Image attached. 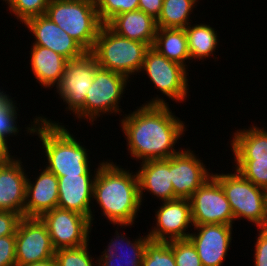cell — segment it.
Segmentation results:
<instances>
[{"mask_svg":"<svg viewBox=\"0 0 267 266\" xmlns=\"http://www.w3.org/2000/svg\"><path fill=\"white\" fill-rule=\"evenodd\" d=\"M23 266H58L55 257L40 262H34Z\"/></svg>","mask_w":267,"mask_h":266,"instance_id":"60d3db41","label":"cell"},{"mask_svg":"<svg viewBox=\"0 0 267 266\" xmlns=\"http://www.w3.org/2000/svg\"><path fill=\"white\" fill-rule=\"evenodd\" d=\"M258 229L267 234V195L265 199V209H264V219L262 223L258 226Z\"/></svg>","mask_w":267,"mask_h":266,"instance_id":"b9f144b4","label":"cell"},{"mask_svg":"<svg viewBox=\"0 0 267 266\" xmlns=\"http://www.w3.org/2000/svg\"><path fill=\"white\" fill-rule=\"evenodd\" d=\"M135 110L123 115L120 126L130 157L142 162L167 159L182 150L177 151L174 146L187 126L172 113L163 97H153Z\"/></svg>","mask_w":267,"mask_h":266,"instance_id":"6da1fadb","label":"cell"},{"mask_svg":"<svg viewBox=\"0 0 267 266\" xmlns=\"http://www.w3.org/2000/svg\"><path fill=\"white\" fill-rule=\"evenodd\" d=\"M45 15L87 52H91L103 23L95 0H50Z\"/></svg>","mask_w":267,"mask_h":266,"instance_id":"277c9868","label":"cell"},{"mask_svg":"<svg viewBox=\"0 0 267 266\" xmlns=\"http://www.w3.org/2000/svg\"><path fill=\"white\" fill-rule=\"evenodd\" d=\"M163 0H139L138 10L152 16L155 20L161 14Z\"/></svg>","mask_w":267,"mask_h":266,"instance_id":"74e56055","label":"cell"},{"mask_svg":"<svg viewBox=\"0 0 267 266\" xmlns=\"http://www.w3.org/2000/svg\"><path fill=\"white\" fill-rule=\"evenodd\" d=\"M143 259H110L97 258V266H142Z\"/></svg>","mask_w":267,"mask_h":266,"instance_id":"f35d334b","label":"cell"},{"mask_svg":"<svg viewBox=\"0 0 267 266\" xmlns=\"http://www.w3.org/2000/svg\"><path fill=\"white\" fill-rule=\"evenodd\" d=\"M116 230L115 238L111 239L101 257L110 259H143L147 243L151 240L148 235L131 241ZM125 237V238H124ZM126 244H124V243ZM134 242V243H133ZM127 249H125V247ZM121 249V250H120ZM120 250V251H119Z\"/></svg>","mask_w":267,"mask_h":266,"instance_id":"4316f807","label":"cell"},{"mask_svg":"<svg viewBox=\"0 0 267 266\" xmlns=\"http://www.w3.org/2000/svg\"><path fill=\"white\" fill-rule=\"evenodd\" d=\"M245 129L236 130L232 135L234 161H267V130L253 125Z\"/></svg>","mask_w":267,"mask_h":266,"instance_id":"603a6c76","label":"cell"},{"mask_svg":"<svg viewBox=\"0 0 267 266\" xmlns=\"http://www.w3.org/2000/svg\"><path fill=\"white\" fill-rule=\"evenodd\" d=\"M16 264L40 262L55 255L46 225L40 218L23 217L16 230Z\"/></svg>","mask_w":267,"mask_h":266,"instance_id":"7c38bea8","label":"cell"},{"mask_svg":"<svg viewBox=\"0 0 267 266\" xmlns=\"http://www.w3.org/2000/svg\"><path fill=\"white\" fill-rule=\"evenodd\" d=\"M30 64L33 76L44 88L57 86L61 82L68 61L62 55L49 48L32 45Z\"/></svg>","mask_w":267,"mask_h":266,"instance_id":"7402d4cb","label":"cell"},{"mask_svg":"<svg viewBox=\"0 0 267 266\" xmlns=\"http://www.w3.org/2000/svg\"><path fill=\"white\" fill-rule=\"evenodd\" d=\"M188 39V50L191 59L203 60L216 52L218 36L215 28L207 24H189L185 28Z\"/></svg>","mask_w":267,"mask_h":266,"instance_id":"d4e9b609","label":"cell"},{"mask_svg":"<svg viewBox=\"0 0 267 266\" xmlns=\"http://www.w3.org/2000/svg\"><path fill=\"white\" fill-rule=\"evenodd\" d=\"M221 185L230 203L234 220L245 218L258 227L264 219L267 191L254 185L237 170L227 174H212Z\"/></svg>","mask_w":267,"mask_h":266,"instance_id":"8992f818","label":"cell"},{"mask_svg":"<svg viewBox=\"0 0 267 266\" xmlns=\"http://www.w3.org/2000/svg\"><path fill=\"white\" fill-rule=\"evenodd\" d=\"M96 173L92 175H67L58 177V204L61 209L71 210L88 217L93 223V185Z\"/></svg>","mask_w":267,"mask_h":266,"instance_id":"e0dca14e","label":"cell"},{"mask_svg":"<svg viewBox=\"0 0 267 266\" xmlns=\"http://www.w3.org/2000/svg\"><path fill=\"white\" fill-rule=\"evenodd\" d=\"M198 232L188 239L195 246L202 266H221L232 241L233 225L204 224L193 226Z\"/></svg>","mask_w":267,"mask_h":266,"instance_id":"9a60e30c","label":"cell"},{"mask_svg":"<svg viewBox=\"0 0 267 266\" xmlns=\"http://www.w3.org/2000/svg\"><path fill=\"white\" fill-rule=\"evenodd\" d=\"M23 24L33 33L32 36H35V42L32 45L49 48L68 61L81 58L87 53L75 39L46 15L30 18Z\"/></svg>","mask_w":267,"mask_h":266,"instance_id":"2e32d148","label":"cell"},{"mask_svg":"<svg viewBox=\"0 0 267 266\" xmlns=\"http://www.w3.org/2000/svg\"><path fill=\"white\" fill-rule=\"evenodd\" d=\"M100 21L107 24L114 16L138 10L139 0H95Z\"/></svg>","mask_w":267,"mask_h":266,"instance_id":"f546056e","label":"cell"},{"mask_svg":"<svg viewBox=\"0 0 267 266\" xmlns=\"http://www.w3.org/2000/svg\"><path fill=\"white\" fill-rule=\"evenodd\" d=\"M149 48L146 43L119 36L103 24L90 53L100 68L131 78V75L140 73L145 53Z\"/></svg>","mask_w":267,"mask_h":266,"instance_id":"5b68a950","label":"cell"},{"mask_svg":"<svg viewBox=\"0 0 267 266\" xmlns=\"http://www.w3.org/2000/svg\"><path fill=\"white\" fill-rule=\"evenodd\" d=\"M15 247V235L0 237V266H17Z\"/></svg>","mask_w":267,"mask_h":266,"instance_id":"e575fe53","label":"cell"},{"mask_svg":"<svg viewBox=\"0 0 267 266\" xmlns=\"http://www.w3.org/2000/svg\"><path fill=\"white\" fill-rule=\"evenodd\" d=\"M129 78L121 73L99 68L86 95L84 106L75 114L93 122L105 113H121L119 103Z\"/></svg>","mask_w":267,"mask_h":266,"instance_id":"52a82bcc","label":"cell"},{"mask_svg":"<svg viewBox=\"0 0 267 266\" xmlns=\"http://www.w3.org/2000/svg\"><path fill=\"white\" fill-rule=\"evenodd\" d=\"M35 182L27 177L24 217L40 218L58 204V177L46 168Z\"/></svg>","mask_w":267,"mask_h":266,"instance_id":"d6986e66","label":"cell"},{"mask_svg":"<svg viewBox=\"0 0 267 266\" xmlns=\"http://www.w3.org/2000/svg\"><path fill=\"white\" fill-rule=\"evenodd\" d=\"M193 151L182 149L169 157V171L175 199H190L211 176L208 169Z\"/></svg>","mask_w":267,"mask_h":266,"instance_id":"5bb4252c","label":"cell"},{"mask_svg":"<svg viewBox=\"0 0 267 266\" xmlns=\"http://www.w3.org/2000/svg\"><path fill=\"white\" fill-rule=\"evenodd\" d=\"M34 123L29 124L26 131L30 135H38L44 155L46 156L45 168L57 177L67 175H92L88 151L73 137L64 125L51 121L45 117H36ZM31 126V127H30Z\"/></svg>","mask_w":267,"mask_h":266,"instance_id":"3957f363","label":"cell"},{"mask_svg":"<svg viewBox=\"0 0 267 266\" xmlns=\"http://www.w3.org/2000/svg\"><path fill=\"white\" fill-rule=\"evenodd\" d=\"M176 266H202L195 246L189 239L169 241Z\"/></svg>","mask_w":267,"mask_h":266,"instance_id":"836d02e7","label":"cell"},{"mask_svg":"<svg viewBox=\"0 0 267 266\" xmlns=\"http://www.w3.org/2000/svg\"><path fill=\"white\" fill-rule=\"evenodd\" d=\"M23 217L12 211H0V237L16 235V230Z\"/></svg>","mask_w":267,"mask_h":266,"instance_id":"d590c367","label":"cell"},{"mask_svg":"<svg viewBox=\"0 0 267 266\" xmlns=\"http://www.w3.org/2000/svg\"><path fill=\"white\" fill-rule=\"evenodd\" d=\"M8 139L0 133V165L10 162L14 156L10 155Z\"/></svg>","mask_w":267,"mask_h":266,"instance_id":"ab89813d","label":"cell"},{"mask_svg":"<svg viewBox=\"0 0 267 266\" xmlns=\"http://www.w3.org/2000/svg\"><path fill=\"white\" fill-rule=\"evenodd\" d=\"M160 55L186 68V60H191L185 29L157 28L152 46Z\"/></svg>","mask_w":267,"mask_h":266,"instance_id":"cb8c5ba5","label":"cell"},{"mask_svg":"<svg viewBox=\"0 0 267 266\" xmlns=\"http://www.w3.org/2000/svg\"><path fill=\"white\" fill-rule=\"evenodd\" d=\"M3 92L0 89V133L7 138L11 135L17 136L20 130L16 123L18 108L12 100L14 98Z\"/></svg>","mask_w":267,"mask_h":266,"instance_id":"f1b7e54d","label":"cell"},{"mask_svg":"<svg viewBox=\"0 0 267 266\" xmlns=\"http://www.w3.org/2000/svg\"><path fill=\"white\" fill-rule=\"evenodd\" d=\"M89 243L75 248H64L55 251V259L58 266H95L90 257Z\"/></svg>","mask_w":267,"mask_h":266,"instance_id":"4dcf8cb0","label":"cell"},{"mask_svg":"<svg viewBox=\"0 0 267 266\" xmlns=\"http://www.w3.org/2000/svg\"><path fill=\"white\" fill-rule=\"evenodd\" d=\"M162 203L155 214L156 226L147 233L149 238L163 242L188 239L190 232L186 229L193 226L190 200L177 198Z\"/></svg>","mask_w":267,"mask_h":266,"instance_id":"4fadbf2b","label":"cell"},{"mask_svg":"<svg viewBox=\"0 0 267 266\" xmlns=\"http://www.w3.org/2000/svg\"><path fill=\"white\" fill-rule=\"evenodd\" d=\"M20 159L0 165V211H12L24 217L26 171Z\"/></svg>","mask_w":267,"mask_h":266,"instance_id":"ac0fdd59","label":"cell"},{"mask_svg":"<svg viewBox=\"0 0 267 266\" xmlns=\"http://www.w3.org/2000/svg\"><path fill=\"white\" fill-rule=\"evenodd\" d=\"M198 0H163L162 11L156 20L157 28L185 29Z\"/></svg>","mask_w":267,"mask_h":266,"instance_id":"484cf974","label":"cell"},{"mask_svg":"<svg viewBox=\"0 0 267 266\" xmlns=\"http://www.w3.org/2000/svg\"><path fill=\"white\" fill-rule=\"evenodd\" d=\"M99 68L90 52L66 62L61 82L55 87L63 102L68 105L66 109L73 114L84 106L86 95Z\"/></svg>","mask_w":267,"mask_h":266,"instance_id":"30bf717a","label":"cell"},{"mask_svg":"<svg viewBox=\"0 0 267 266\" xmlns=\"http://www.w3.org/2000/svg\"><path fill=\"white\" fill-rule=\"evenodd\" d=\"M255 244L254 266H267V234L259 230Z\"/></svg>","mask_w":267,"mask_h":266,"instance_id":"8d00e7d4","label":"cell"},{"mask_svg":"<svg viewBox=\"0 0 267 266\" xmlns=\"http://www.w3.org/2000/svg\"><path fill=\"white\" fill-rule=\"evenodd\" d=\"M140 166L136 173L141 204L146 190L163 202L175 199L169 171V158L143 161Z\"/></svg>","mask_w":267,"mask_h":266,"instance_id":"ffe728a7","label":"cell"},{"mask_svg":"<svg viewBox=\"0 0 267 266\" xmlns=\"http://www.w3.org/2000/svg\"><path fill=\"white\" fill-rule=\"evenodd\" d=\"M193 226L234 223V215L221 185L211 176L189 199Z\"/></svg>","mask_w":267,"mask_h":266,"instance_id":"8fae6325","label":"cell"},{"mask_svg":"<svg viewBox=\"0 0 267 266\" xmlns=\"http://www.w3.org/2000/svg\"><path fill=\"white\" fill-rule=\"evenodd\" d=\"M106 25L119 36L153 46L156 20L141 10L116 15Z\"/></svg>","mask_w":267,"mask_h":266,"instance_id":"44dd1931","label":"cell"},{"mask_svg":"<svg viewBox=\"0 0 267 266\" xmlns=\"http://www.w3.org/2000/svg\"><path fill=\"white\" fill-rule=\"evenodd\" d=\"M40 219L48 229L55 250L84 246L89 241L92 223L80 213L56 207Z\"/></svg>","mask_w":267,"mask_h":266,"instance_id":"9c48e42d","label":"cell"},{"mask_svg":"<svg viewBox=\"0 0 267 266\" xmlns=\"http://www.w3.org/2000/svg\"><path fill=\"white\" fill-rule=\"evenodd\" d=\"M235 170L254 185L267 191V161H235Z\"/></svg>","mask_w":267,"mask_h":266,"instance_id":"d6a6232c","label":"cell"},{"mask_svg":"<svg viewBox=\"0 0 267 266\" xmlns=\"http://www.w3.org/2000/svg\"><path fill=\"white\" fill-rule=\"evenodd\" d=\"M142 266H176L169 241L150 240L145 248Z\"/></svg>","mask_w":267,"mask_h":266,"instance_id":"83f0119b","label":"cell"},{"mask_svg":"<svg viewBox=\"0 0 267 266\" xmlns=\"http://www.w3.org/2000/svg\"><path fill=\"white\" fill-rule=\"evenodd\" d=\"M6 2V4H9L11 2V0H3Z\"/></svg>","mask_w":267,"mask_h":266,"instance_id":"7bdbcfd3","label":"cell"},{"mask_svg":"<svg viewBox=\"0 0 267 266\" xmlns=\"http://www.w3.org/2000/svg\"><path fill=\"white\" fill-rule=\"evenodd\" d=\"M141 71H145L156 89L169 99L184 102L189 96L187 68L168 60L152 47L145 53Z\"/></svg>","mask_w":267,"mask_h":266,"instance_id":"ba28073f","label":"cell"},{"mask_svg":"<svg viewBox=\"0 0 267 266\" xmlns=\"http://www.w3.org/2000/svg\"><path fill=\"white\" fill-rule=\"evenodd\" d=\"M95 172L93 200L101 207L102 216L114 225H133L142 205L137 173L110 160L99 163Z\"/></svg>","mask_w":267,"mask_h":266,"instance_id":"7a4b0ae2","label":"cell"},{"mask_svg":"<svg viewBox=\"0 0 267 266\" xmlns=\"http://www.w3.org/2000/svg\"><path fill=\"white\" fill-rule=\"evenodd\" d=\"M50 0H11L8 4L10 13L22 23L28 19L45 15Z\"/></svg>","mask_w":267,"mask_h":266,"instance_id":"1f68e13d","label":"cell"}]
</instances>
